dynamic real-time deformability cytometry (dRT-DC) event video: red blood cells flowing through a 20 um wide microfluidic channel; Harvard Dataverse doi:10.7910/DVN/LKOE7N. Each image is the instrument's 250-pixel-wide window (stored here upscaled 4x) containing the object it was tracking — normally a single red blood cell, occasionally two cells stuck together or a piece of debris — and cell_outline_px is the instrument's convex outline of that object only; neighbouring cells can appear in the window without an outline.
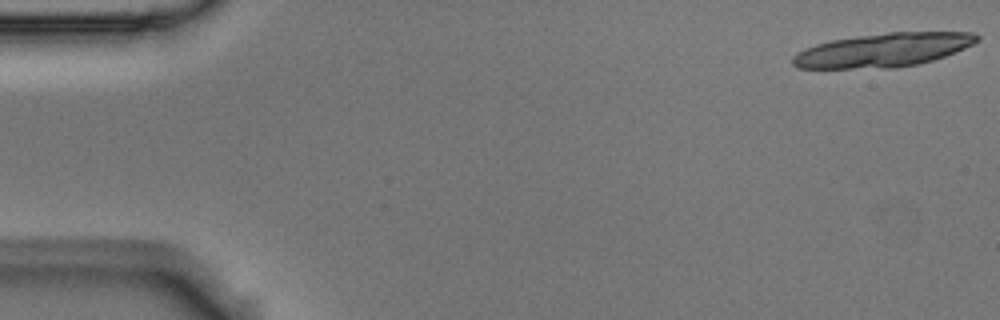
{"species": "Egyptian fruit bat (a non-hibernating species)", "species_latin": "Rousettus aegyptiacus", "temperature_condition": "room temperature", "stored_images_in_passage": 9, "camera_frame_rate_fps": 3000, "um_per_image_px": 0.085, "animal": {"sex": "male"}, "frame": {"image": 1, "passage_image": 1, "time_ms": 0.0, "image_size_px": [1000, 320], "cell_outline_px": [[980, 40], [964, 48], [944, 56], [932, 60], [916, 64], [896, 68], [796, 68], [792, 64], [792, 56], [796, 52], [804, 48], [816, 44], [832, 40], [856, 36], [888, 32], [972, 32], [980, 36]], "centroid_in_image_um": [75.04, 4.25], "position_along_channel_um": 10.0, "area_um2": 36.24}}
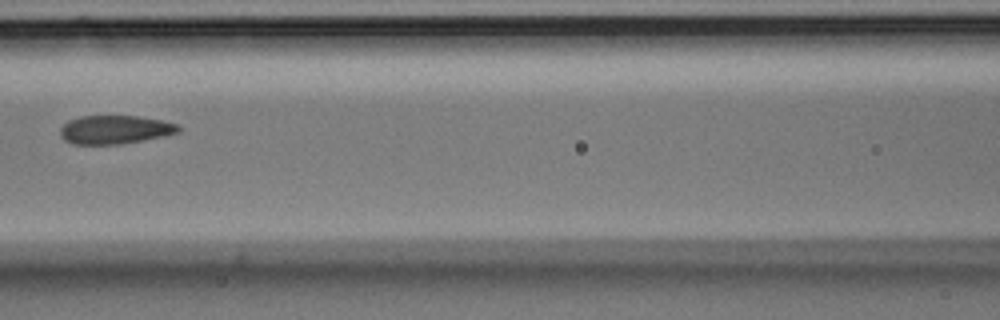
{"frame": {"image": 2, "passage_image": 7, "time_ms": 2.0, "image_size_px": [1000, 320], "cell_outline_px": [[180, 132], [144, 140], [120, 144], [72, 144], [64, 140], [60, 136], [60, 128], [68, 120], [80, 116], [136, 116], [160, 120], [180, 124]], "centroid_in_image_um": [9.75, 11.02], "position_along_channel_um": 156.8, "area_um2": 19.71}}
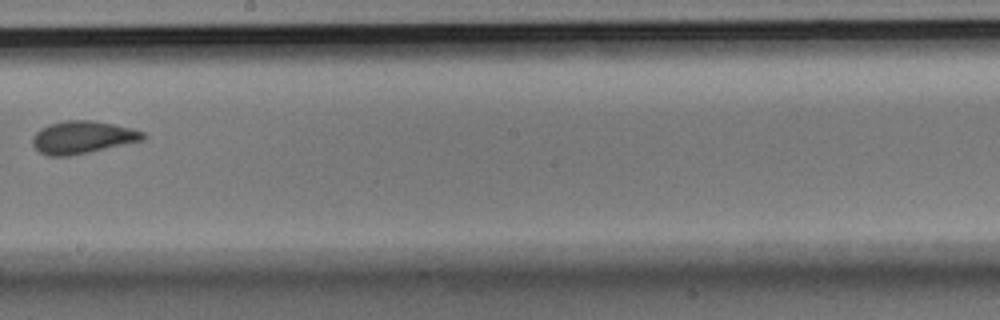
{"frame": {"image": 3, "passage_image": 9, "time_ms": 2.667, "image_size_px": [1000, 320], "cell_outline_px": [[148, 136], [144, 140], [88, 152], [68, 156], [48, 156], [40, 152], [32, 144], [32, 136], [40, 128], [48, 124], [64, 120], [92, 120], [132, 128], [144, 132]], "centroid_in_image_um": [7.01, 11.66], "position_along_channel_um": 241.2, "area_um2": 21.04}}